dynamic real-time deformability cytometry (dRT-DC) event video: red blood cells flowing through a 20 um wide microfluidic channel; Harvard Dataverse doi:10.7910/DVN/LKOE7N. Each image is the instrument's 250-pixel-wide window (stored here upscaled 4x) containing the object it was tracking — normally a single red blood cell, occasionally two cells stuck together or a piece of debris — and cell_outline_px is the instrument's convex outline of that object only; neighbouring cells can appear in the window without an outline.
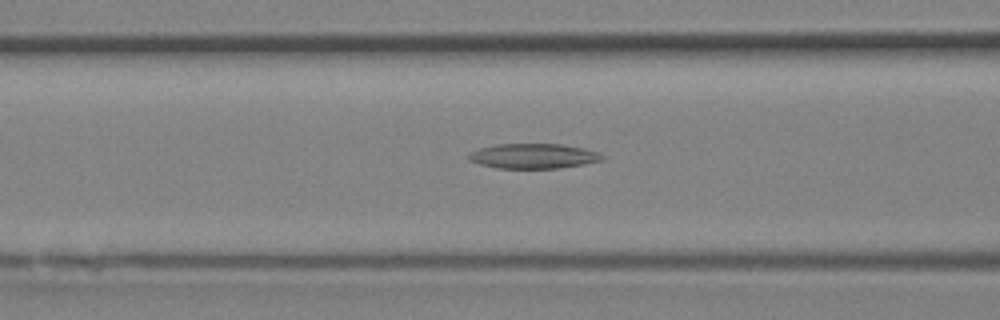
{"species": "Egyptian fruit bat (a non-hibernating species)", "species_latin": "Rousettus aegyptiacus", "temperature_condition": "room temperature", "stored_images_in_passage": 25, "camera_frame_rate_fps": 3000, "um_per_image_px": 0.085, "animal": {"sex": "female"}, "frame": {"image": 1, "passage_image": 5, "time_ms": 1.333, "image_size_px": [1000, 320], "cell_outline_px": [[604, 160], [584, 164], [556, 168], [496, 168], [480, 164], [468, 160], [468, 156], [472, 152], [480, 148], [496, 144], [560, 144], [600, 152], [604, 156]], "centroid_in_image_um": [45.35, 13.27], "position_along_channel_um": 121.3, "area_um2": 19.25}}
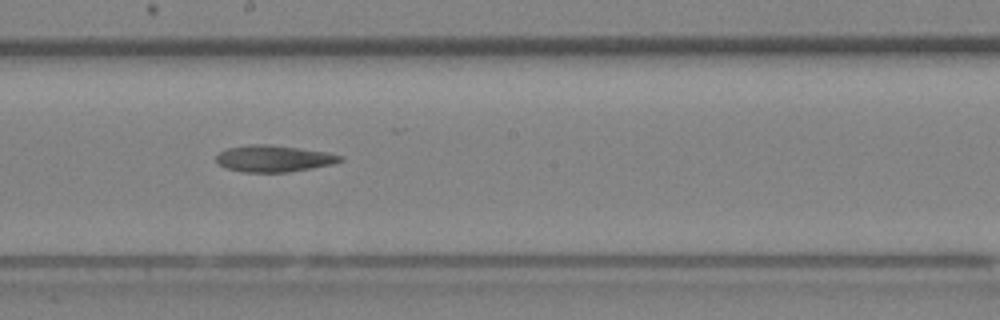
{"frame": {"image": 2, "passage_image": 10, "time_ms": 3.0, "image_size_px": [1000, 320], "cell_outline_px": [[344, 160], [332, 164], [312, 168], [288, 172], [240, 172], [224, 168], [216, 164], [216, 156], [220, 152], [228, 148], [252, 144], [268, 144], [328, 152], [344, 156]], "centroid_in_image_um": [23.25, 13.48], "position_along_channel_um": 224.9, "area_um2": 19.36}}
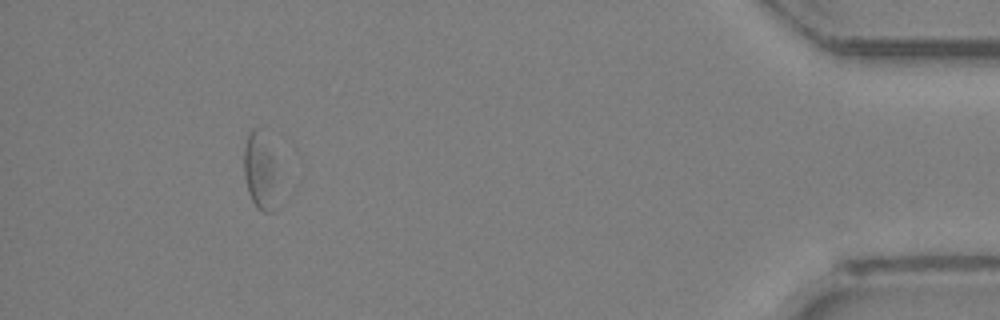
{"frame": {"image": 3, "passage_image": 22, "time_ms": 7.0, "image_size_px": [1000, 320], "cell_outline_px": [[276, 208], [272, 212], [264, 212], [256, 208], [248, 192], [244, 176], [244, 148], [248, 136], [252, 128], [256, 128], [272, 156]], "centroid_in_image_um": [22.04, 14.68], "position_along_channel_um": 413.2, "area_um2": 14.05}}